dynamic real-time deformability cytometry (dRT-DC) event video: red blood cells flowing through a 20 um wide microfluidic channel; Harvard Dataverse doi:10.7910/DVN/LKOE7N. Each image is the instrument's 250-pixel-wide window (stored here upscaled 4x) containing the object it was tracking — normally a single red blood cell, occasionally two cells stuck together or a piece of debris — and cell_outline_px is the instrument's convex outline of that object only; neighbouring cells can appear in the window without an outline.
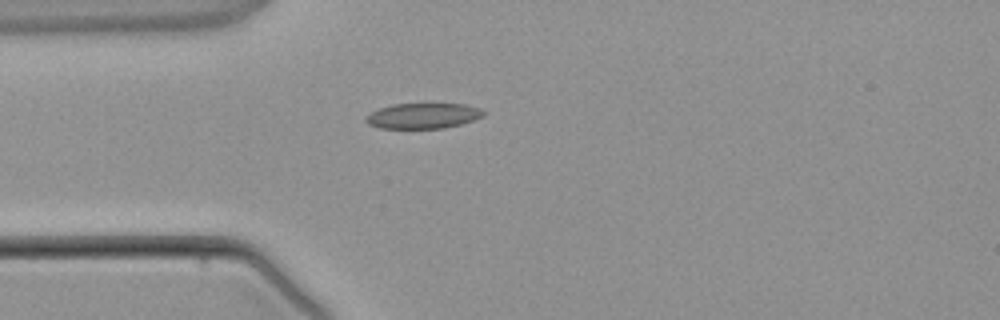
{"species": "common noctule bat (a hibernating species)", "species_latin": "Nyctalus noctula", "temperature_condition": "warm", "stored_images_in_passage": 5, "camera_frame_rate_fps": 3000, "um_per_image_px": 0.085, "animal": {"sex": "male", "body_mass_g": 21.5, "forearm_length_mm": 52.0}, "frame": {"image": 1, "passage_image": 5, "time_ms": 4.667, "image_size_px": [1000, 320], "cell_outline_px": [[484, 116], [460, 124], [444, 128], [380, 128], [368, 124], [364, 120], [372, 112], [380, 108], [392, 104], [464, 104], [480, 108], [484, 112]], "centroid_in_image_um": [35.96, 9.84], "position_along_channel_um": 49.0, "area_um2": 17.22}}